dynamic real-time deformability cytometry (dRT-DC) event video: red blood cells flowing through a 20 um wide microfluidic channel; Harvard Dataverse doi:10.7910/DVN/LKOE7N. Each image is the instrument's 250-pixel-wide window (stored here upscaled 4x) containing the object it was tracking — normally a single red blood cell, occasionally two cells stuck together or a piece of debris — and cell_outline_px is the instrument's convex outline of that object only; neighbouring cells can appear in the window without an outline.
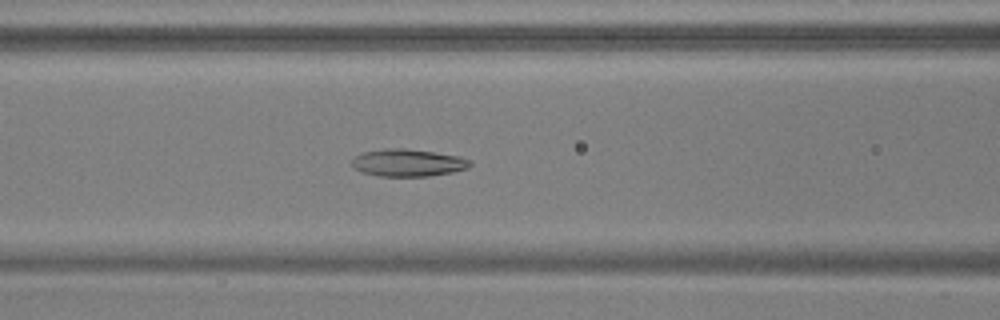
{"species": "common noctule bat (a hibernating species)", "species_latin": "Nyctalus noctula", "temperature_condition": "warm", "stored_images_in_passage": 54, "camera_frame_rate_fps": 3000, "um_per_image_px": 0.085, "animal": {"sex": "male", "body_mass_g": 17.9, "forearm_length_mm": 54.2}, "frame": {"image": 1, "passage_image": 23, "time_ms": 7.333, "image_size_px": [1000, 320], "cell_outline_px": [[472, 164], [468, 168], [452, 172], [428, 176], [380, 176], [360, 172], [352, 168], [352, 160], [356, 156], [364, 152], [384, 148], [404, 148], [460, 156], [468, 160]], "centroid_in_image_um": [34.64, 13.84], "position_along_channel_um": 132.0, "area_um2": 18.79}}
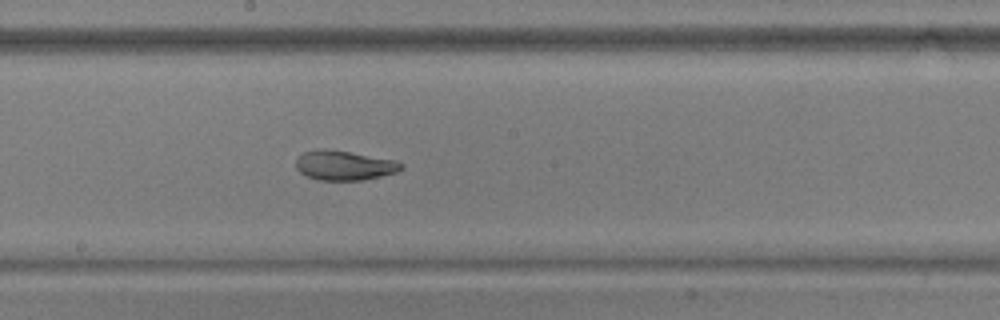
{"frame": {"image": 2, "passage_image": 30, "time_ms": 9.667, "image_size_px": [1000, 320], "cell_outline_px": [[404, 168], [396, 172], [364, 180], [316, 180], [300, 172], [296, 168], [296, 160], [304, 152], [316, 148], [324, 148], [396, 160], [404, 164]], "centroid_in_image_um": [29.26, 14.06], "position_along_channel_um": 218.9, "area_um2": 18.15}}
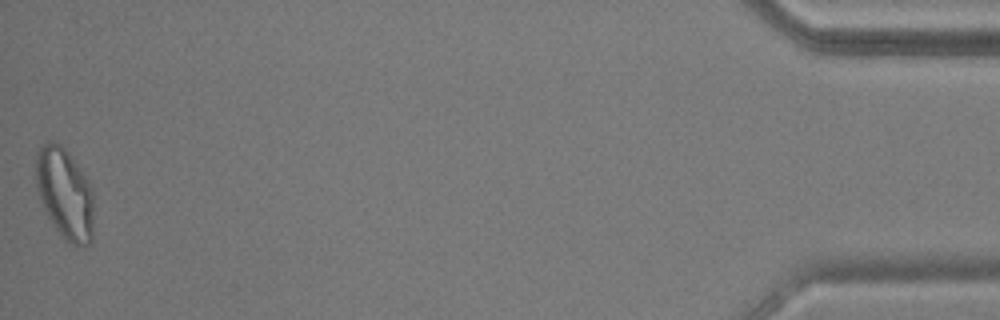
{"frame": {"image": 3, "passage_image": 54, "time_ms": 17.667, "image_size_px": [1000, 320], "cell_outline_px": [[92, 240], [88, 244], [72, 244], [64, 240], [48, 216], [40, 200], [36, 188], [36, 152], [48, 140], [52, 140], [60, 144], [68, 152], [80, 168], [92, 188]], "centroid_in_image_um": [5.49, 16.42], "position_along_channel_um": 429.7, "area_um2": 30.4}, "authors_computed_cell_mechanics": {"area_um2": 20.7791, "velocity_mm_per_s": 3.7335, "shape_relaxation_time_tau1_ms": null, "shape_relaxation_time_tau2_ms": 2.0228, "deformation_change_tau1": null, "deformation_change_tau2": 0.0854}}